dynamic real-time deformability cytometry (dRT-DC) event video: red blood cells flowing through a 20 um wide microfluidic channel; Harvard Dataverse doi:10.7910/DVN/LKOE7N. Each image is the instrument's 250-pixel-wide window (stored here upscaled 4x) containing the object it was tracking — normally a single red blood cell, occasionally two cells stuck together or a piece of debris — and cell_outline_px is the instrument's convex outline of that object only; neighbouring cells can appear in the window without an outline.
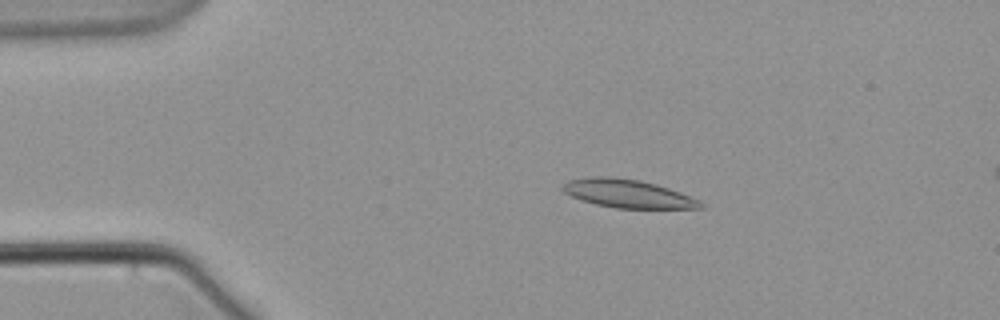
{"species": "common noctule bat (a hibernating species)", "species_latin": "Nyctalus noctula", "temperature_condition": "warm", "stored_images_in_passage": 6, "camera_frame_rate_fps": 3000, "um_per_image_px": 0.085, "animal": {"sex": "male", "body_mass_g": 21.5, "forearm_length_mm": 52.0}, "frame": {"image": 1, "passage_image": 3, "time_ms": 3.333, "image_size_px": [1000, 320], "cell_outline_px": [[704, 208], [616, 208], [596, 204], [572, 196], [564, 192], [560, 188], [560, 184], [568, 180], [588, 176], [612, 176], [640, 180], [656, 184], [680, 192], [700, 200], [704, 204]], "centroid_in_image_um": [53.33, 16.44], "position_along_channel_um": 31.7, "area_um2": 22.83}}